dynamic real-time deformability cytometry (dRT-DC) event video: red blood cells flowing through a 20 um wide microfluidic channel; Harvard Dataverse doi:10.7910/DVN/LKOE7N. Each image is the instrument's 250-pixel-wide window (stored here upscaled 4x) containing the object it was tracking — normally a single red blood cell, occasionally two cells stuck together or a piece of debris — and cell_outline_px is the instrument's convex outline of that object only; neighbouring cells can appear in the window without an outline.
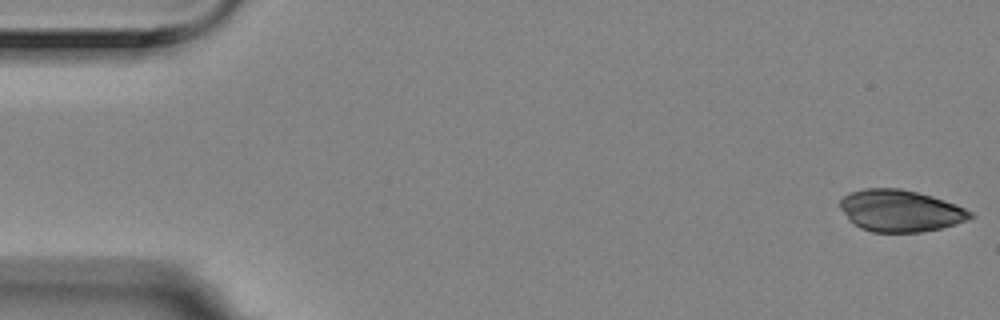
{"species": "Egyptian fruit bat (a non-hibernating species)", "species_latin": "Rousettus aegyptiacus", "temperature_condition": "room temperature", "stored_images_in_passage": 56, "camera_frame_rate_fps": 3000, "um_per_image_px": 0.085, "animal": {"sex": "female"}, "frame": {"image": 1, "passage_image": 1, "time_ms": 0.0, "image_size_px": [1000, 320], "cell_outline_px": [[976, 216], [968, 220], [956, 224], [940, 228], [920, 232], [872, 232], [860, 228], [840, 208], [840, 200], [844, 196], [852, 192], [864, 188], [900, 188], [932, 196], [956, 204], [972, 212]], "centroid_in_image_um": [76.57, 17.91], "position_along_channel_um": 8.4, "area_um2": 31.5}}
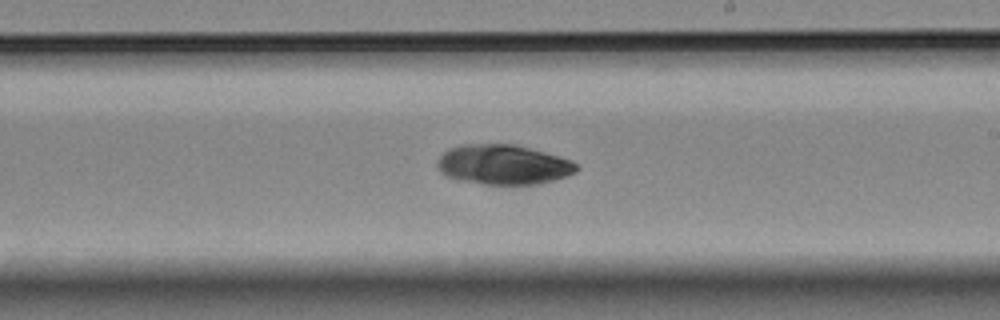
{"frame": {"image": 2, "passage_image": 32, "time_ms": 10.333, "image_size_px": [1000, 320], "cell_outline_px": [[580, 168], [576, 172], [568, 176], [540, 184], [484, 184], [460, 180], [448, 176], [440, 172], [436, 164], [436, 160], [448, 148], [460, 144], [516, 144], [572, 160]], "centroid_in_image_um": [42.78, 13.99], "position_along_channel_um": 246.2, "area_um2": 32.48}}
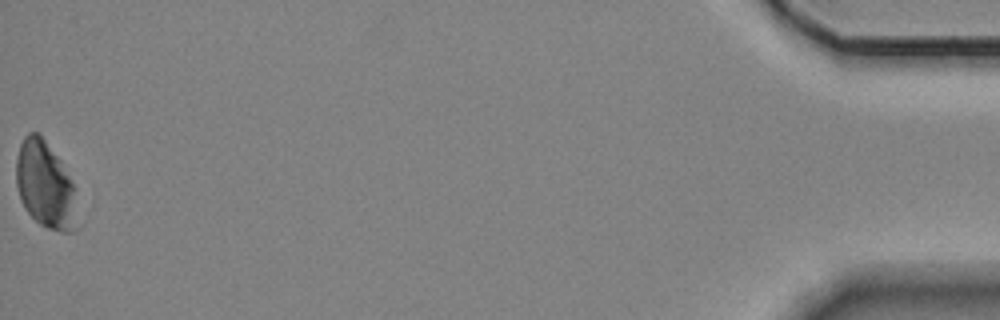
{"frame": {"image": 3, "passage_image": 56, "time_ms": 18.333, "image_size_px": [1000, 320], "cell_outline_px": [[80, 228], [76, 232], [60, 232], [48, 228], [40, 224], [24, 208], [20, 200], [16, 184], [16, 160], [20, 144], [24, 136], [28, 132], [36, 132], [44, 140], [60, 160], [76, 188]], "centroid_in_image_um": [3.9, 15.8], "position_along_channel_um": 431.3, "area_um2": 31.62}}